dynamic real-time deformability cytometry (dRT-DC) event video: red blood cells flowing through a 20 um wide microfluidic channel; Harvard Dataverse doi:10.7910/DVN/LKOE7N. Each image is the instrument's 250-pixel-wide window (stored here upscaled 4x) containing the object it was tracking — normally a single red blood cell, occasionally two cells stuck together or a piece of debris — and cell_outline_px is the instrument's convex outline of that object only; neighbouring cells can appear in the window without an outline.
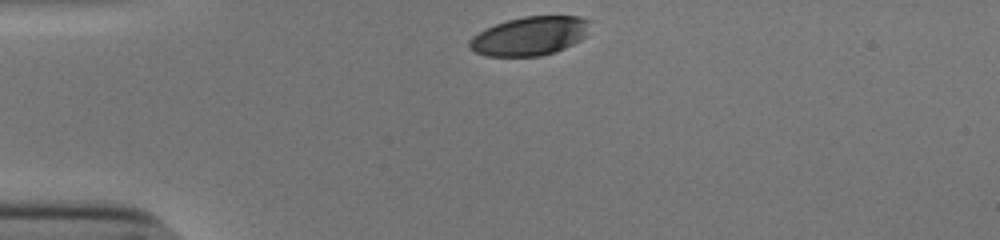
{"species": "human", "species_latin": "Homo sapiens", "temperature_condition": "cold", "stored_images_in_passage": 31, "camera_frame_rate_fps": 3000, "um_per_image_px": 0.085, "donor": {"sex": "male"}, "frame": {"image": 1, "passage_image": 1, "time_ms": 0.0, "image_size_px": [1000, 240], "cell_outline_px": [[592, 20], [588, 36], [556, 52], [540, 56], [488, 56], [476, 52], [468, 48], [468, 40], [472, 36], [484, 28], [508, 20], [524, 16], [580, 16]], "centroid_in_image_um": [45.06, 3.05], "position_along_channel_um": 39.9, "area_um2": 27.69}}
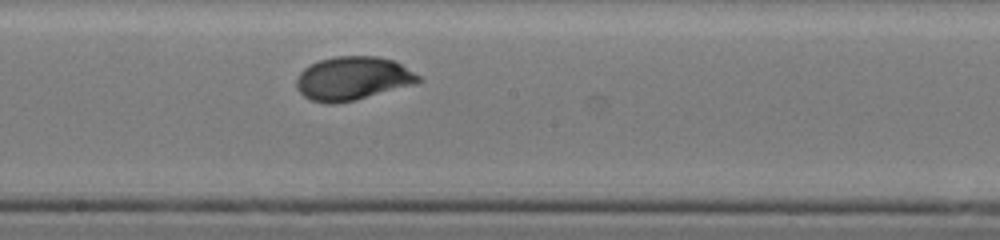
{"frame": {"image": 2, "passage_image": 18, "time_ms": 5.667, "image_size_px": [1000, 240], "cell_outline_px": [[424, 80], [412, 84], [356, 100], [332, 104], [328, 104], [312, 100], [304, 96], [296, 88], [296, 76], [304, 68], [320, 60], [336, 56], [376, 56], [392, 60], [400, 64], [420, 76]], "centroid_in_image_um": [29.95, 6.67], "position_along_channel_um": 218.3, "area_um2": 30.69}}
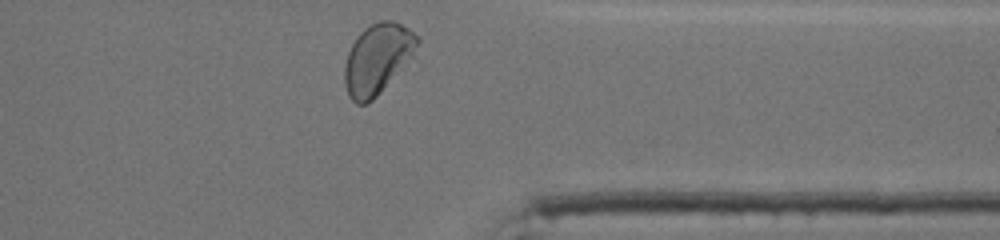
{"frame": {"image": 3, "passage_image": 31, "time_ms": 10.0, "image_size_px": [1000, 240], "cell_outline_px": [[420, 40], [412, 56], [376, 96], [368, 104], [356, 104], [348, 96], [344, 84], [344, 64], [348, 52], [352, 44], [360, 32], [364, 28], [380, 20], [392, 20], [408, 28], [420, 36]], "centroid_in_image_um": [32.06, 4.99], "position_along_channel_um": 379.3, "area_um2": 29.54}, "authors_computed_cell_mechanics": {"area_um2": 30.1716, "velocity_mm_per_s": 3.8169, "shape_relaxation_time_tau1_ms": 3.3323, "shape_relaxation_time_tau2_ms": null, "deformation_change_tau1": 0.1586, "deformation_change_tau2": null}}